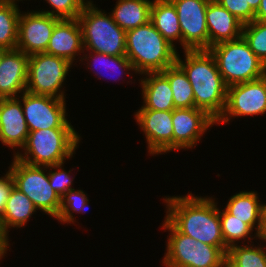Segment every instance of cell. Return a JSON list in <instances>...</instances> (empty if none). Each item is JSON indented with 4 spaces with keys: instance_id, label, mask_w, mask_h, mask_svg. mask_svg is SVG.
Wrapping results in <instances>:
<instances>
[{
    "instance_id": "603a6c76",
    "label": "cell",
    "mask_w": 266,
    "mask_h": 267,
    "mask_svg": "<svg viewBox=\"0 0 266 267\" xmlns=\"http://www.w3.org/2000/svg\"><path fill=\"white\" fill-rule=\"evenodd\" d=\"M258 195L257 191H240L231 196L224 207L229 214L255 229V233L258 232L261 213L266 204L259 200Z\"/></svg>"
},
{
    "instance_id": "484cf974",
    "label": "cell",
    "mask_w": 266,
    "mask_h": 267,
    "mask_svg": "<svg viewBox=\"0 0 266 267\" xmlns=\"http://www.w3.org/2000/svg\"><path fill=\"white\" fill-rule=\"evenodd\" d=\"M244 244L228 249L226 267H266V247L263 244L256 247L254 242Z\"/></svg>"
},
{
    "instance_id": "cb8c5ba5",
    "label": "cell",
    "mask_w": 266,
    "mask_h": 267,
    "mask_svg": "<svg viewBox=\"0 0 266 267\" xmlns=\"http://www.w3.org/2000/svg\"><path fill=\"white\" fill-rule=\"evenodd\" d=\"M152 2L153 0H117L110 14L115 23L126 32L150 21Z\"/></svg>"
},
{
    "instance_id": "9a60e30c",
    "label": "cell",
    "mask_w": 266,
    "mask_h": 267,
    "mask_svg": "<svg viewBox=\"0 0 266 267\" xmlns=\"http://www.w3.org/2000/svg\"><path fill=\"white\" fill-rule=\"evenodd\" d=\"M173 120V151L197 146L203 134L216 124L204 110L199 108H175Z\"/></svg>"
},
{
    "instance_id": "52a82bcc",
    "label": "cell",
    "mask_w": 266,
    "mask_h": 267,
    "mask_svg": "<svg viewBox=\"0 0 266 267\" xmlns=\"http://www.w3.org/2000/svg\"><path fill=\"white\" fill-rule=\"evenodd\" d=\"M208 50L214 56L227 86L256 80L266 74V65L254 54L242 36L215 44Z\"/></svg>"
},
{
    "instance_id": "60d3db41",
    "label": "cell",
    "mask_w": 266,
    "mask_h": 267,
    "mask_svg": "<svg viewBox=\"0 0 266 267\" xmlns=\"http://www.w3.org/2000/svg\"><path fill=\"white\" fill-rule=\"evenodd\" d=\"M7 49L0 46V62H1V59L2 57L4 56V54L6 53Z\"/></svg>"
},
{
    "instance_id": "d590c367",
    "label": "cell",
    "mask_w": 266,
    "mask_h": 267,
    "mask_svg": "<svg viewBox=\"0 0 266 267\" xmlns=\"http://www.w3.org/2000/svg\"><path fill=\"white\" fill-rule=\"evenodd\" d=\"M259 240L266 243V204L261 213V220L258 232L256 233V240Z\"/></svg>"
},
{
    "instance_id": "8fae6325",
    "label": "cell",
    "mask_w": 266,
    "mask_h": 267,
    "mask_svg": "<svg viewBox=\"0 0 266 267\" xmlns=\"http://www.w3.org/2000/svg\"><path fill=\"white\" fill-rule=\"evenodd\" d=\"M22 95V96H21ZM21 100L23 114L29 131L51 128H73L66 113V100L49 95L23 92Z\"/></svg>"
},
{
    "instance_id": "277c9868",
    "label": "cell",
    "mask_w": 266,
    "mask_h": 267,
    "mask_svg": "<svg viewBox=\"0 0 266 267\" xmlns=\"http://www.w3.org/2000/svg\"><path fill=\"white\" fill-rule=\"evenodd\" d=\"M81 136L74 128H51L29 131L22 152L13 156L34 166H53L65 163L79 147ZM24 150V151H23Z\"/></svg>"
},
{
    "instance_id": "3957f363",
    "label": "cell",
    "mask_w": 266,
    "mask_h": 267,
    "mask_svg": "<svg viewBox=\"0 0 266 267\" xmlns=\"http://www.w3.org/2000/svg\"><path fill=\"white\" fill-rule=\"evenodd\" d=\"M126 57L135 74L162 72L176 63L178 52L149 21L126 31Z\"/></svg>"
},
{
    "instance_id": "b9f144b4",
    "label": "cell",
    "mask_w": 266,
    "mask_h": 267,
    "mask_svg": "<svg viewBox=\"0 0 266 267\" xmlns=\"http://www.w3.org/2000/svg\"><path fill=\"white\" fill-rule=\"evenodd\" d=\"M6 1H15V2H19V1H23V0H6Z\"/></svg>"
},
{
    "instance_id": "7c38bea8",
    "label": "cell",
    "mask_w": 266,
    "mask_h": 267,
    "mask_svg": "<svg viewBox=\"0 0 266 267\" xmlns=\"http://www.w3.org/2000/svg\"><path fill=\"white\" fill-rule=\"evenodd\" d=\"M177 11L183 50H208L206 10L210 0H170Z\"/></svg>"
},
{
    "instance_id": "7a4b0ae2",
    "label": "cell",
    "mask_w": 266,
    "mask_h": 267,
    "mask_svg": "<svg viewBox=\"0 0 266 267\" xmlns=\"http://www.w3.org/2000/svg\"><path fill=\"white\" fill-rule=\"evenodd\" d=\"M184 61L177 54L176 63L186 73L192 85L195 108L204 110L217 121L226 106L225 84L209 50H184Z\"/></svg>"
},
{
    "instance_id": "30bf717a",
    "label": "cell",
    "mask_w": 266,
    "mask_h": 267,
    "mask_svg": "<svg viewBox=\"0 0 266 267\" xmlns=\"http://www.w3.org/2000/svg\"><path fill=\"white\" fill-rule=\"evenodd\" d=\"M266 114V74L256 80L227 87L226 106L217 124H227L232 117Z\"/></svg>"
},
{
    "instance_id": "8d00e7d4",
    "label": "cell",
    "mask_w": 266,
    "mask_h": 267,
    "mask_svg": "<svg viewBox=\"0 0 266 267\" xmlns=\"http://www.w3.org/2000/svg\"><path fill=\"white\" fill-rule=\"evenodd\" d=\"M254 20L266 22V0H261L259 8L255 12Z\"/></svg>"
},
{
    "instance_id": "ba28073f",
    "label": "cell",
    "mask_w": 266,
    "mask_h": 267,
    "mask_svg": "<svg viewBox=\"0 0 266 267\" xmlns=\"http://www.w3.org/2000/svg\"><path fill=\"white\" fill-rule=\"evenodd\" d=\"M8 168L14 178L15 187L24 193L38 210L56 219L60 213L61 198L50 186L48 167L30 165L14 156Z\"/></svg>"
},
{
    "instance_id": "4fadbf2b",
    "label": "cell",
    "mask_w": 266,
    "mask_h": 267,
    "mask_svg": "<svg viewBox=\"0 0 266 267\" xmlns=\"http://www.w3.org/2000/svg\"><path fill=\"white\" fill-rule=\"evenodd\" d=\"M60 19L39 11L21 12L16 48L26 55L46 51L56 23Z\"/></svg>"
},
{
    "instance_id": "e0dca14e",
    "label": "cell",
    "mask_w": 266,
    "mask_h": 267,
    "mask_svg": "<svg viewBox=\"0 0 266 267\" xmlns=\"http://www.w3.org/2000/svg\"><path fill=\"white\" fill-rule=\"evenodd\" d=\"M28 59L19 49L7 50L0 62V97L17 98L26 91Z\"/></svg>"
},
{
    "instance_id": "ac0fdd59",
    "label": "cell",
    "mask_w": 266,
    "mask_h": 267,
    "mask_svg": "<svg viewBox=\"0 0 266 267\" xmlns=\"http://www.w3.org/2000/svg\"><path fill=\"white\" fill-rule=\"evenodd\" d=\"M45 53L61 57L74 63L76 57L84 52L82 29L77 18L60 19L52 32Z\"/></svg>"
},
{
    "instance_id": "7bdbcfd3",
    "label": "cell",
    "mask_w": 266,
    "mask_h": 267,
    "mask_svg": "<svg viewBox=\"0 0 266 267\" xmlns=\"http://www.w3.org/2000/svg\"><path fill=\"white\" fill-rule=\"evenodd\" d=\"M6 0H0V5H2Z\"/></svg>"
},
{
    "instance_id": "ab89813d",
    "label": "cell",
    "mask_w": 266,
    "mask_h": 267,
    "mask_svg": "<svg viewBox=\"0 0 266 267\" xmlns=\"http://www.w3.org/2000/svg\"><path fill=\"white\" fill-rule=\"evenodd\" d=\"M0 246H10L9 241L0 232Z\"/></svg>"
},
{
    "instance_id": "83f0119b",
    "label": "cell",
    "mask_w": 266,
    "mask_h": 267,
    "mask_svg": "<svg viewBox=\"0 0 266 267\" xmlns=\"http://www.w3.org/2000/svg\"><path fill=\"white\" fill-rule=\"evenodd\" d=\"M219 217L224 242L228 248L233 245H238L243 242V240H248V243H252L251 240L255 239L256 233H254V235H252L254 237H252L251 234H253L254 230L248 224L243 222V220L237 219L235 216L229 214L225 209H219ZM239 240L242 241L240 242Z\"/></svg>"
},
{
    "instance_id": "7402d4cb",
    "label": "cell",
    "mask_w": 266,
    "mask_h": 267,
    "mask_svg": "<svg viewBox=\"0 0 266 267\" xmlns=\"http://www.w3.org/2000/svg\"><path fill=\"white\" fill-rule=\"evenodd\" d=\"M150 22L171 45L177 48L174 42L179 41L182 46V32L177 11L170 0H153Z\"/></svg>"
},
{
    "instance_id": "ffe728a7",
    "label": "cell",
    "mask_w": 266,
    "mask_h": 267,
    "mask_svg": "<svg viewBox=\"0 0 266 267\" xmlns=\"http://www.w3.org/2000/svg\"><path fill=\"white\" fill-rule=\"evenodd\" d=\"M139 84L142 88L143 106L140 109L173 111V92L168 78L162 72L143 74Z\"/></svg>"
},
{
    "instance_id": "f1b7e54d",
    "label": "cell",
    "mask_w": 266,
    "mask_h": 267,
    "mask_svg": "<svg viewBox=\"0 0 266 267\" xmlns=\"http://www.w3.org/2000/svg\"><path fill=\"white\" fill-rule=\"evenodd\" d=\"M83 60H85V61L87 60V62L89 63V64L86 63L87 64L86 68H88V69H91L90 67L91 66L94 67L96 64L95 68L96 67L101 68V66H102L107 70L113 71L112 73H114V74H116L117 70H119L117 73L118 76L121 74L123 75L124 70L127 72L128 71H134L135 72L133 65H132V62L126 56H111V55H107V54H103V53H99V52L87 51V54H83V56L81 57V59L79 61L83 62ZM91 61H93L94 64L91 63ZM97 63H99V64H97ZM97 65H99V66H97ZM98 71L99 70H97L95 75L96 74H97L96 76L99 75L97 78L100 79L102 75H101V72L100 71L98 72ZM117 75H115V76H117ZM122 75H121V77H122ZM102 77H104V76H102ZM111 77H113V75Z\"/></svg>"
},
{
    "instance_id": "2e32d148",
    "label": "cell",
    "mask_w": 266,
    "mask_h": 267,
    "mask_svg": "<svg viewBox=\"0 0 266 267\" xmlns=\"http://www.w3.org/2000/svg\"><path fill=\"white\" fill-rule=\"evenodd\" d=\"M29 130L19 98L0 100V141L10 149L23 148Z\"/></svg>"
},
{
    "instance_id": "f35d334b",
    "label": "cell",
    "mask_w": 266,
    "mask_h": 267,
    "mask_svg": "<svg viewBox=\"0 0 266 267\" xmlns=\"http://www.w3.org/2000/svg\"><path fill=\"white\" fill-rule=\"evenodd\" d=\"M7 248H9V246H0V260L7 254V251L9 250Z\"/></svg>"
},
{
    "instance_id": "8992f818",
    "label": "cell",
    "mask_w": 266,
    "mask_h": 267,
    "mask_svg": "<svg viewBox=\"0 0 266 267\" xmlns=\"http://www.w3.org/2000/svg\"><path fill=\"white\" fill-rule=\"evenodd\" d=\"M108 14L102 12L91 0L85 5L77 18L82 29L84 50L126 56V32Z\"/></svg>"
},
{
    "instance_id": "e575fe53",
    "label": "cell",
    "mask_w": 266,
    "mask_h": 267,
    "mask_svg": "<svg viewBox=\"0 0 266 267\" xmlns=\"http://www.w3.org/2000/svg\"><path fill=\"white\" fill-rule=\"evenodd\" d=\"M14 186V178L8 170L4 176L0 177V215L5 209L6 202Z\"/></svg>"
},
{
    "instance_id": "d4e9b609",
    "label": "cell",
    "mask_w": 266,
    "mask_h": 267,
    "mask_svg": "<svg viewBox=\"0 0 266 267\" xmlns=\"http://www.w3.org/2000/svg\"><path fill=\"white\" fill-rule=\"evenodd\" d=\"M162 73L168 78L170 83L175 108L195 107L192 85L183 69L175 63L167 67Z\"/></svg>"
},
{
    "instance_id": "5bb4252c",
    "label": "cell",
    "mask_w": 266,
    "mask_h": 267,
    "mask_svg": "<svg viewBox=\"0 0 266 267\" xmlns=\"http://www.w3.org/2000/svg\"><path fill=\"white\" fill-rule=\"evenodd\" d=\"M134 115L146 137L149 155L173 151V111L138 109Z\"/></svg>"
},
{
    "instance_id": "44dd1931",
    "label": "cell",
    "mask_w": 266,
    "mask_h": 267,
    "mask_svg": "<svg viewBox=\"0 0 266 267\" xmlns=\"http://www.w3.org/2000/svg\"><path fill=\"white\" fill-rule=\"evenodd\" d=\"M36 210L33 202L14 186L0 215L1 234L9 240V229L24 227Z\"/></svg>"
},
{
    "instance_id": "4dcf8cb0",
    "label": "cell",
    "mask_w": 266,
    "mask_h": 267,
    "mask_svg": "<svg viewBox=\"0 0 266 267\" xmlns=\"http://www.w3.org/2000/svg\"><path fill=\"white\" fill-rule=\"evenodd\" d=\"M242 37L254 54L266 65V22L254 20L243 25Z\"/></svg>"
},
{
    "instance_id": "f546056e",
    "label": "cell",
    "mask_w": 266,
    "mask_h": 267,
    "mask_svg": "<svg viewBox=\"0 0 266 267\" xmlns=\"http://www.w3.org/2000/svg\"><path fill=\"white\" fill-rule=\"evenodd\" d=\"M87 206L89 207V199L83 190H69L61 197L60 213L55 220L62 224H74L76 222L75 217H73L74 212H82L83 214L87 212L85 211Z\"/></svg>"
},
{
    "instance_id": "d6a6232c",
    "label": "cell",
    "mask_w": 266,
    "mask_h": 267,
    "mask_svg": "<svg viewBox=\"0 0 266 267\" xmlns=\"http://www.w3.org/2000/svg\"><path fill=\"white\" fill-rule=\"evenodd\" d=\"M63 164L64 163L48 166L50 186L60 198L69 190L74 189L71 187L74 180L70 174L72 170L66 171L62 168L64 166Z\"/></svg>"
},
{
    "instance_id": "836d02e7",
    "label": "cell",
    "mask_w": 266,
    "mask_h": 267,
    "mask_svg": "<svg viewBox=\"0 0 266 267\" xmlns=\"http://www.w3.org/2000/svg\"><path fill=\"white\" fill-rule=\"evenodd\" d=\"M217 2L234 15L243 25L254 21L255 11L246 0H217Z\"/></svg>"
},
{
    "instance_id": "5b68a950",
    "label": "cell",
    "mask_w": 266,
    "mask_h": 267,
    "mask_svg": "<svg viewBox=\"0 0 266 267\" xmlns=\"http://www.w3.org/2000/svg\"><path fill=\"white\" fill-rule=\"evenodd\" d=\"M162 230H168L165 267H226L228 247L208 245L180 233L166 218Z\"/></svg>"
},
{
    "instance_id": "4316f807",
    "label": "cell",
    "mask_w": 266,
    "mask_h": 267,
    "mask_svg": "<svg viewBox=\"0 0 266 267\" xmlns=\"http://www.w3.org/2000/svg\"><path fill=\"white\" fill-rule=\"evenodd\" d=\"M15 1H5L0 5V46L7 50L16 49L18 41V21L21 11Z\"/></svg>"
},
{
    "instance_id": "74e56055",
    "label": "cell",
    "mask_w": 266,
    "mask_h": 267,
    "mask_svg": "<svg viewBox=\"0 0 266 267\" xmlns=\"http://www.w3.org/2000/svg\"><path fill=\"white\" fill-rule=\"evenodd\" d=\"M249 3L250 7L256 12L260 6L261 0H246Z\"/></svg>"
},
{
    "instance_id": "6da1fadb",
    "label": "cell",
    "mask_w": 266,
    "mask_h": 267,
    "mask_svg": "<svg viewBox=\"0 0 266 267\" xmlns=\"http://www.w3.org/2000/svg\"><path fill=\"white\" fill-rule=\"evenodd\" d=\"M187 194L163 198L165 218L182 234L208 245L227 247L215 198Z\"/></svg>"
},
{
    "instance_id": "9c48e42d",
    "label": "cell",
    "mask_w": 266,
    "mask_h": 267,
    "mask_svg": "<svg viewBox=\"0 0 266 267\" xmlns=\"http://www.w3.org/2000/svg\"><path fill=\"white\" fill-rule=\"evenodd\" d=\"M72 65L45 52L29 55L26 92L65 99V91L61 89Z\"/></svg>"
},
{
    "instance_id": "1f68e13d",
    "label": "cell",
    "mask_w": 266,
    "mask_h": 267,
    "mask_svg": "<svg viewBox=\"0 0 266 267\" xmlns=\"http://www.w3.org/2000/svg\"><path fill=\"white\" fill-rule=\"evenodd\" d=\"M51 10H39V12L49 14L59 19H75L82 13L85 5L90 0H44Z\"/></svg>"
},
{
    "instance_id": "d6986e66",
    "label": "cell",
    "mask_w": 266,
    "mask_h": 267,
    "mask_svg": "<svg viewBox=\"0 0 266 267\" xmlns=\"http://www.w3.org/2000/svg\"><path fill=\"white\" fill-rule=\"evenodd\" d=\"M209 48L215 44L238 39L242 36L243 24L222 7L217 0H210L206 10Z\"/></svg>"
}]
</instances>
